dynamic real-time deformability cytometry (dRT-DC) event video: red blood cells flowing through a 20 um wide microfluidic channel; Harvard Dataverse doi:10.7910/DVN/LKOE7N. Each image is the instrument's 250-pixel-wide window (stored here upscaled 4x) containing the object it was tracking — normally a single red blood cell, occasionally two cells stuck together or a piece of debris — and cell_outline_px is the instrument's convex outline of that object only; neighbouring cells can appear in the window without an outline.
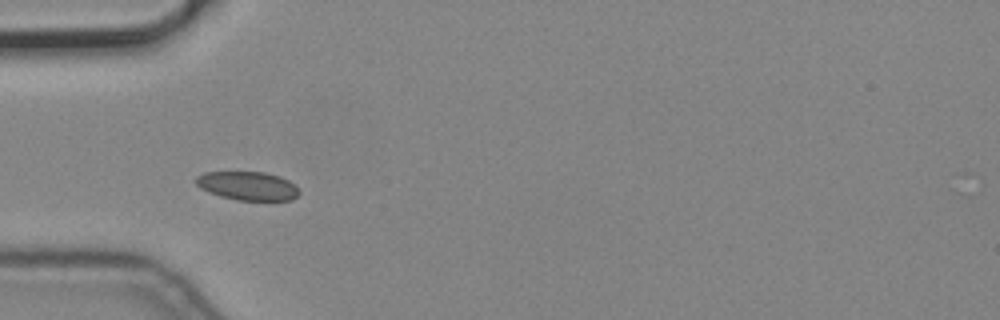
{"species": "common noctule bat (a hibernating species)", "species_latin": "Nyctalus noctula", "temperature_condition": "cold", "stored_images_in_passage": 7, "camera_frame_rate_fps": 3000, "um_per_image_px": 0.085, "animal": {"sex": "male", "body_mass_g": 19.2, "forearm_length_mm": 51.8}, "frame": {"image": 1, "passage_image": 4, "time_ms": 1.0, "image_size_px": [1000, 320], "cell_outline_px": [[300, 192], [292, 200], [236, 200], [220, 196], [208, 192], [200, 188], [196, 184], [196, 176], [204, 172], [264, 172], [280, 176], [288, 180]], "centroid_in_image_um": [21.02, 15.79], "position_along_channel_um": 64.0, "area_um2": 17.17}}
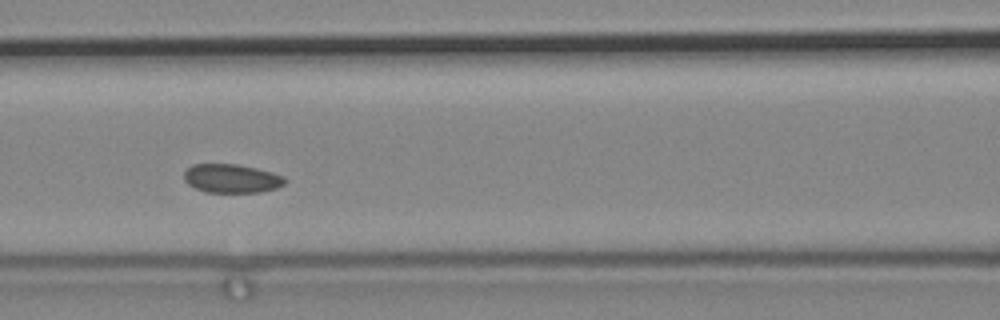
{"frame": {"image": 2, "passage_image": 6, "time_ms": 1.667, "image_size_px": [1000, 320], "cell_outline_px": [[288, 180], [284, 184], [276, 188], [260, 192], [204, 192], [188, 184], [184, 180], [184, 172], [192, 164], [236, 164], [256, 168], [272, 172], [284, 176]], "centroid_in_image_um": [19.69, 15.17], "position_along_channel_um": 146.9, "area_um2": 16.94}}
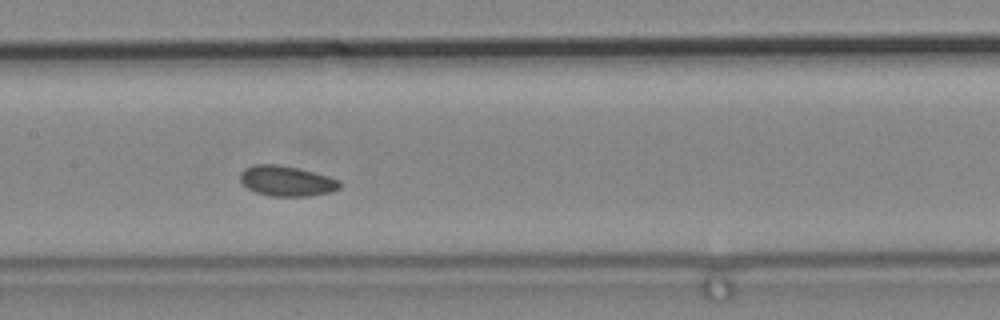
{"frame": {"image": 3, "passage_image": 7, "time_ms": 2.0, "image_size_px": [1000, 320], "cell_outline_px": [[344, 184], [340, 188], [332, 192], [308, 196], [268, 196], [256, 192], [248, 188], [240, 180], [240, 172], [244, 168], [252, 164], [276, 164], [296, 168], [328, 176], [340, 180]], "centroid_in_image_um": [24.38, 15.39], "position_along_channel_um": 183.0, "area_um2": 17.69}}